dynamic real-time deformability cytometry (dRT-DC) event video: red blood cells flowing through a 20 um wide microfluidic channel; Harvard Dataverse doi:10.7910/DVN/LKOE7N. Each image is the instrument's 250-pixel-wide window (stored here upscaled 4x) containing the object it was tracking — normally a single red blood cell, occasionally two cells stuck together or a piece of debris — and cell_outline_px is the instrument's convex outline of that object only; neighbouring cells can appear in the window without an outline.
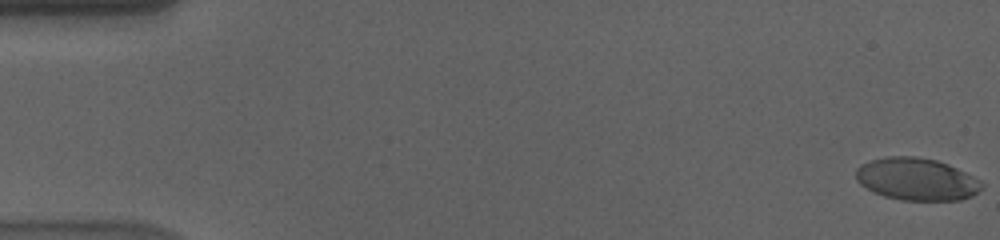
{"species": "human", "species_latin": "Homo sapiens", "temperature_condition": "cold", "stored_images_in_passage": 58, "camera_frame_rate_fps": 3000, "um_per_image_px": 0.085, "donor": {"sex": "male"}, "frame": {"image": 1, "passage_image": 1, "time_ms": 0.0, "image_size_px": [1000, 240], "cell_outline_px": [[984, 184], [972, 196], [960, 200], [900, 200], [884, 196], [872, 192], [860, 184], [856, 180], [856, 168], [860, 164], [884, 156], [916, 156], [936, 160], [948, 164], [980, 180]], "centroid_in_image_um": [77.87, 15.22], "position_along_channel_um": 7.1, "area_um2": 31.1}}
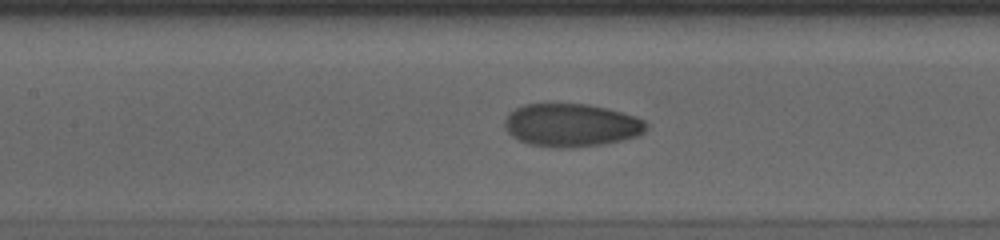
{"frame": {"image": 2, "passage_image": 27, "time_ms": 8.667, "image_size_px": [1000, 240], "cell_outline_px": [[648, 128], [640, 136], [624, 140], [604, 144], [572, 148], [556, 148], [528, 144], [512, 136], [504, 128], [504, 120], [516, 108], [524, 104], [588, 104], [636, 116], [644, 120], [648, 124]], "centroid_in_image_um": [48.59, 10.66], "position_along_channel_um": 158.8, "area_um2": 35.72}}
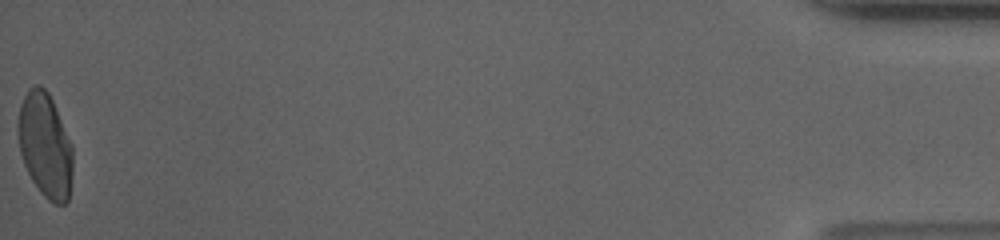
{"frame": {"image": 3, "passage_image": 58, "time_ms": 19.0, "image_size_px": [1000, 240], "cell_outline_px": [[72, 172], [68, 200], [64, 204], [56, 204], [48, 200], [40, 192], [32, 180], [24, 164], [20, 152], [20, 104], [28, 88], [36, 84], [40, 84], [48, 92], [52, 100], [72, 144]], "centroid_in_image_um": [3.86, 12.36], "position_along_channel_um": 431.3, "area_um2": 32.83}, "authors_computed_cell_mechanics": {"area_um2": 33.6974, "velocity_mm_per_s": 3.5877, "shape_relaxation_time_tau1_ms": 5.9819, "shape_relaxation_time_tau2_ms": 1.0326, "deformation_change_tau1": 0.2007, "deformation_change_tau2": 0.046}}